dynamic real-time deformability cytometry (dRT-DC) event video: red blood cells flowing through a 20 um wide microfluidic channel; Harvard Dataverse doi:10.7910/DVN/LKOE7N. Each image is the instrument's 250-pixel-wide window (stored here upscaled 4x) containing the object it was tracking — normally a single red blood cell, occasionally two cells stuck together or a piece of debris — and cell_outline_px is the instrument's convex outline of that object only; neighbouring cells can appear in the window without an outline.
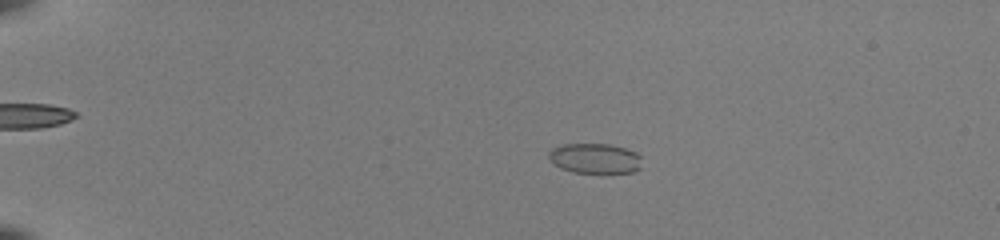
{"species": "common noctule bat (a hibernating species)", "species_latin": "Nyctalus noctula", "temperature_condition": "room temperature", "stored_images_in_passage": 54, "camera_frame_rate_fps": 3000, "um_per_image_px": 0.085, "animal": {"sex": "female", "body_mass_g": 22.0, "forearm_length_mm": 56.7}, "frame": {"image": 1, "passage_image": 13, "time_ms": 4.0, "image_size_px": [1000, 240], "cell_outline_px": [[640, 168], [632, 172], [572, 172], [560, 168], [548, 156], [548, 152], [552, 148], [560, 144], [608, 144], [624, 148], [636, 152], [640, 156]], "centroid_in_image_um": [50.55, 13.45], "position_along_channel_um": 34.5, "area_um2": 16.13}}
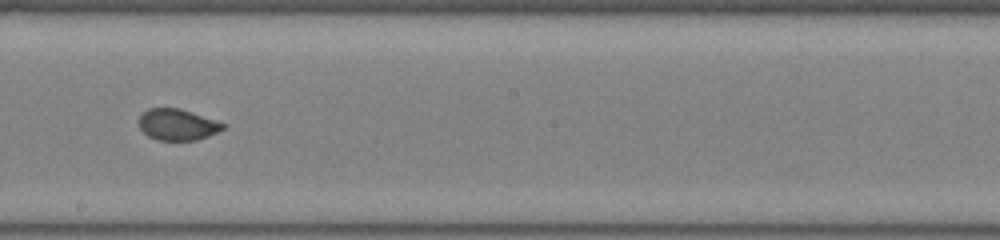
{"frame": {"image": 2, "passage_image": 34, "time_ms": 11.0, "image_size_px": [1000, 240], "cell_outline_px": [[228, 124], [224, 128], [208, 136], [196, 140], [156, 140], [148, 136], [140, 128], [136, 120], [148, 108], [180, 108]], "centroid_in_image_um": [15.06, 10.58], "position_along_channel_um": 233.1, "area_um2": 15.43}}
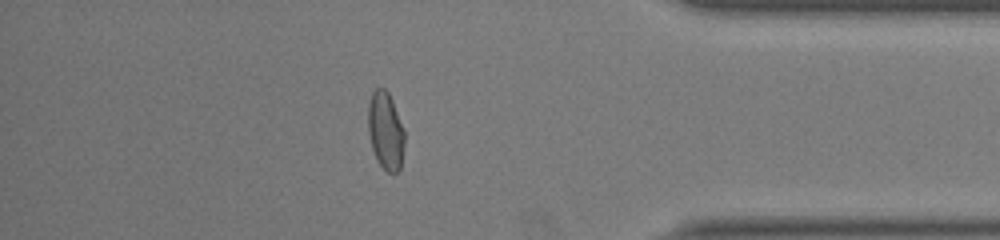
{"frame": {"image": 3, "passage_image": 48, "time_ms": 15.667, "image_size_px": [1000, 240], "cell_outline_px": [[404, 144], [400, 168], [396, 172], [388, 172], [376, 160], [372, 148], [368, 132], [368, 104], [372, 92], [376, 88], [384, 88], [388, 92], [392, 100], [404, 128]], "centroid_in_image_um": [32.76, 11.09], "position_along_channel_um": 402.4, "area_um2": 16.47}, "authors_computed_cell_mechanics": {"area_um2": 16.5886, "velocity_mm_per_s": 4.0179, "shape_relaxation_time_tau1_ms": 9.2961, "shape_relaxation_time_tau2_ms": null, "deformation_change_tau1": 0.2222, "deformation_change_tau2": null}}